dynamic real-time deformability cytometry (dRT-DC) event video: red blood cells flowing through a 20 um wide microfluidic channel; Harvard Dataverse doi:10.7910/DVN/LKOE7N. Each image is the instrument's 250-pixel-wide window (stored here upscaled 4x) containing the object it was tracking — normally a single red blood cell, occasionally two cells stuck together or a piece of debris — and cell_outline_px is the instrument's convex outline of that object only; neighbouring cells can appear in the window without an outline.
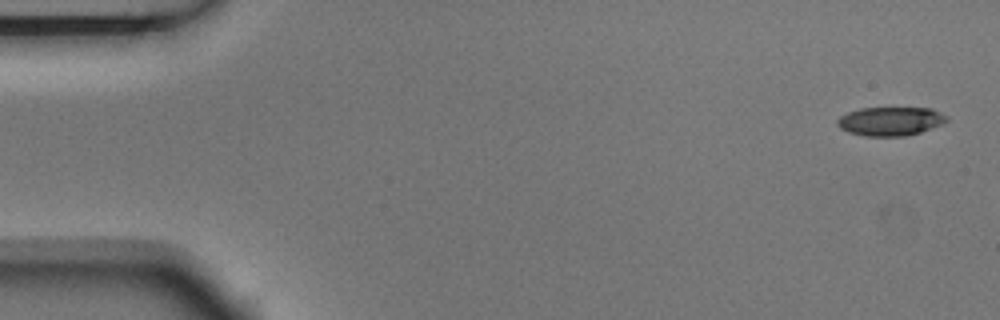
{"species": "Egyptian fruit bat (a non-hibernating species)", "species_latin": "Rousettus aegyptiacus", "temperature_condition": "room temperature", "stored_images_in_passage": 4, "camera_frame_rate_fps": 3000, "um_per_image_px": 0.085, "animal": {"sex": "male"}, "frame": {"image": 1, "passage_image": 1, "time_ms": 0.0, "image_size_px": [1000, 320], "cell_outline_px": [[948, 120], [944, 124], [908, 136], [864, 136], [848, 132], [840, 128], [836, 124], [836, 120], [840, 116], [848, 112], [860, 108], [932, 108], [948, 116]], "centroid_in_image_um": [75.7, 10.31], "position_along_channel_um": 9.3, "area_um2": 18.55}}